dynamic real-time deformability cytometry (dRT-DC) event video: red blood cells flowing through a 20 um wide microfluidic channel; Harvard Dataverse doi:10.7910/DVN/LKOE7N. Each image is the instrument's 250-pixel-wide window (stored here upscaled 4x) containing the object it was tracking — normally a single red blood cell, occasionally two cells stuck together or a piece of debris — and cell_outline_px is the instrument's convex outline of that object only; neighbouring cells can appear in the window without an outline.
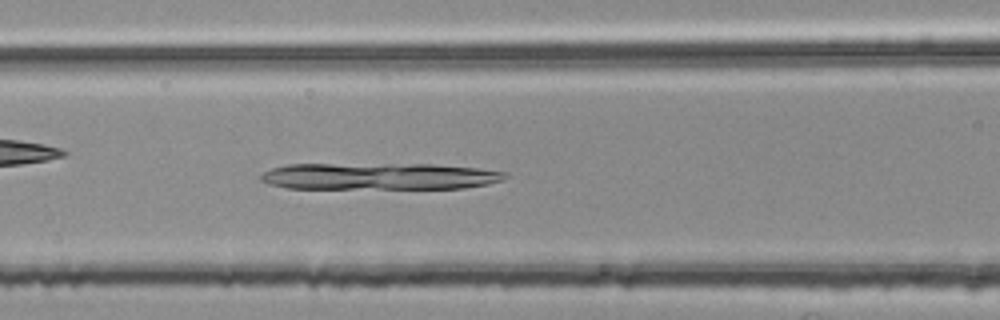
{"species": "common noctule bat (a hibernating species)", "species_latin": "Nyctalus noctula", "temperature_condition": "room temperature", "stored_images_in_passage": 52, "camera_frame_rate_fps": 3000, "um_per_image_px": 0.085, "animal": {"sex": "female", "body_mass_g": 25.1}, "frame": {"image": 1, "passage_image": 21, "time_ms": 6.667, "image_size_px": [1000, 320], "cell_outline_px": [[508, 176], [504, 180], [488, 184], [464, 188], [284, 188], [268, 184], [260, 180], [260, 176], [264, 172], [272, 168], [288, 164], [432, 164], [476, 168], [508, 172]], "centroid_in_image_um": [32.24, 14.98], "position_along_channel_um": 134.4, "area_um2": 38.21}}
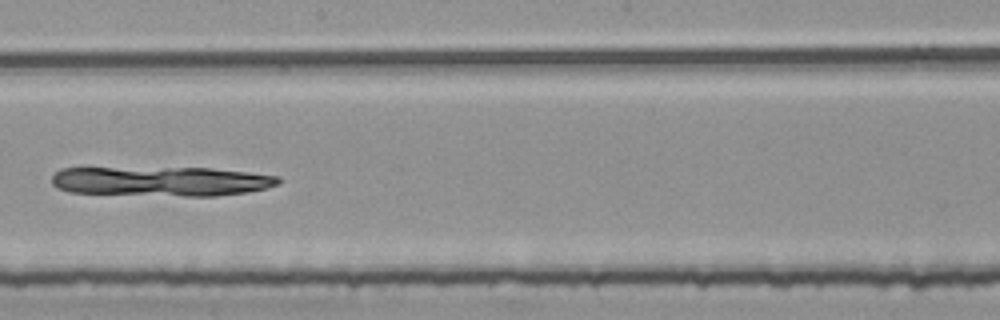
{"frame": {"image": 2, "passage_image": 29, "time_ms": 9.333, "image_size_px": [1000, 320], "cell_outline_px": [[280, 184], [264, 188], [244, 192], [216, 196], [184, 196], [68, 192], [56, 188], [52, 184], [52, 176], [60, 168], [212, 168], [248, 172], [280, 176]], "centroid_in_image_um": [13.69, 15.4], "position_along_channel_um": 234.5, "area_um2": 39.07}}
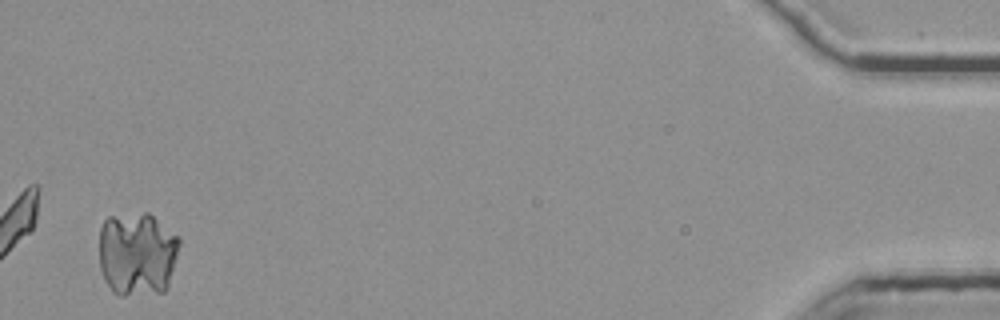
{"frame": {"image": 3, "passage_image": 51, "time_ms": 16.667, "image_size_px": [1000, 320], "cell_outline_px": [[180, 244], [168, 288], [164, 292], [124, 296], [120, 296], [112, 292], [104, 280], [100, 268], [100, 228], [104, 220], [108, 216], [144, 212], [148, 212], [180, 236]], "centroid_in_image_um": [11.67, 21.58], "position_along_channel_um": 423.5, "area_um2": 40.06}}